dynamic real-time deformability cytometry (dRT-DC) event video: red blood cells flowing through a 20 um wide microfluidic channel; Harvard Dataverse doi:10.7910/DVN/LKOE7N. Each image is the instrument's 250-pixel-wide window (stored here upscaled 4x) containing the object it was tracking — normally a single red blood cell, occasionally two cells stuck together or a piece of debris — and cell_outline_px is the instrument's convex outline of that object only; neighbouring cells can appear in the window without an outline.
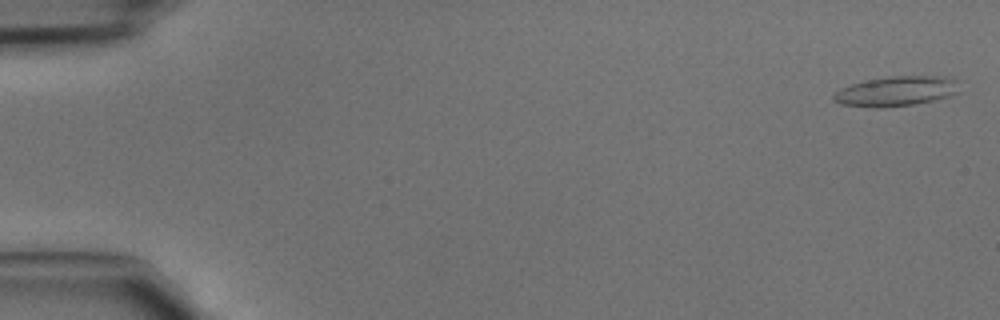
{"species": "common noctule bat (a hibernating species)", "species_latin": "Nyctalus noctula", "temperature_condition": "cold", "stored_images_in_passage": 47, "camera_frame_rate_fps": 3000, "um_per_image_px": 0.085, "animal": {"sex": "male", "body_mass_g": 15.6}, "frame": {"image": 1, "passage_image": 2, "time_ms": 0.333, "image_size_px": [1000, 320], "cell_outline_px": [[956, 92], [948, 96], [932, 100], [912, 104], [840, 104], [832, 100], [832, 96], [840, 88], [852, 84], [868, 80], [888, 76], [952, 76], [956, 80]], "centroid_in_image_um": [76.21, 7.68], "position_along_channel_um": 8.8, "area_um2": 20.58}}
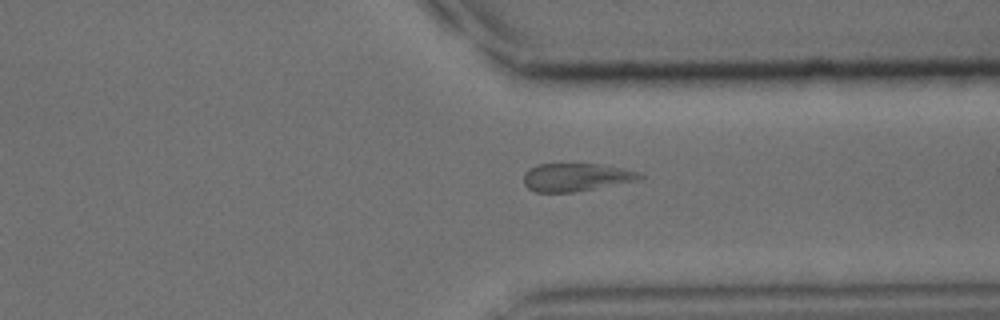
{"frame": {"image": 2, "passage_image": 36, "time_ms": 11.667, "image_size_px": [1000, 320], "cell_outline_px": [[644, 176], [636, 180], [572, 192], [536, 192], [528, 188], [524, 184], [524, 172], [536, 164], [596, 164], [620, 168], [636, 172]], "centroid_in_image_um": [48.86, 15.06], "position_along_channel_um": 362.5, "area_um2": 18.44}}
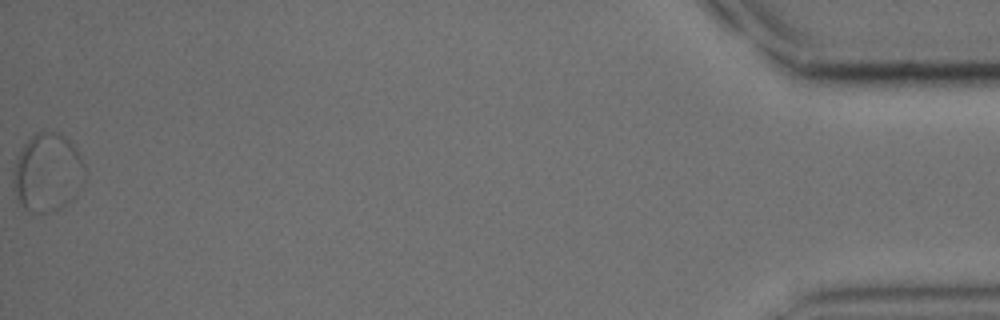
{"frame": {"image": 3, "passage_image": 47, "time_ms": 15.333, "image_size_px": [1000, 320], "cell_outline_px": [[84, 176], [76, 192], [60, 208], [48, 212], [32, 212], [24, 208], [16, 192], [12, 172], [16, 160], [24, 144], [36, 132], [44, 128], [60, 132], [76, 148], [84, 164]], "centroid_in_image_um": [4.02, 14.59], "position_along_channel_um": 431.2, "area_um2": 32.14}}